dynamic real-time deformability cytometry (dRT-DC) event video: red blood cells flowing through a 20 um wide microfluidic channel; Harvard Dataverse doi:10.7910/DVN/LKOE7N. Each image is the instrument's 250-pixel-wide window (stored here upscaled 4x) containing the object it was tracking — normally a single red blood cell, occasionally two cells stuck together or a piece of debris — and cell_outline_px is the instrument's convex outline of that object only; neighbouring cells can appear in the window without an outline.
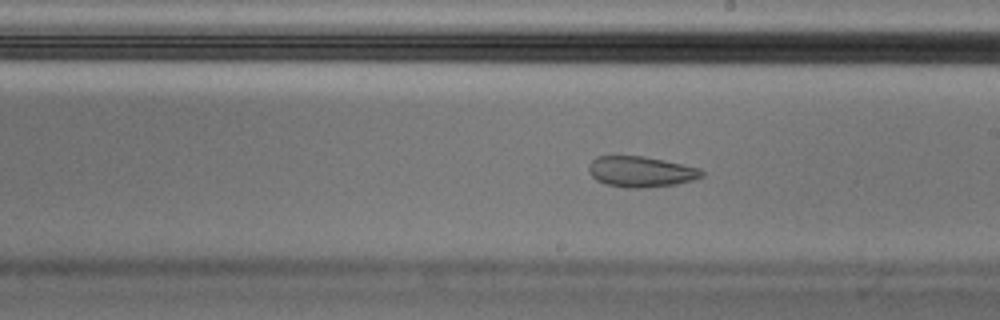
{"species": "Egyptian fruit bat (a non-hibernating species)", "species_latin": "Rousettus aegyptiacus", "temperature_condition": "cold", "stored_images_in_passage": 56, "segment_of_instrument_passage": [1, 2], "camera_frame_rate_fps": 3000, "um_per_image_px": 0.085, "animal": {"sex": "male"}, "frame": {"image": 1, "passage_image": 32, "time_ms": 10.333, "image_size_px": [1000, 320], "cell_outline_px": [[704, 176], [692, 180], [676, 184], [640, 188], [628, 188], [608, 184], [596, 180], [588, 172], [588, 164], [596, 156], [644, 156], [664, 160], [700, 168], [704, 172]], "centroid_in_image_um": [54.46, 14.58], "position_along_channel_um": 234.5, "area_um2": 20.23}}